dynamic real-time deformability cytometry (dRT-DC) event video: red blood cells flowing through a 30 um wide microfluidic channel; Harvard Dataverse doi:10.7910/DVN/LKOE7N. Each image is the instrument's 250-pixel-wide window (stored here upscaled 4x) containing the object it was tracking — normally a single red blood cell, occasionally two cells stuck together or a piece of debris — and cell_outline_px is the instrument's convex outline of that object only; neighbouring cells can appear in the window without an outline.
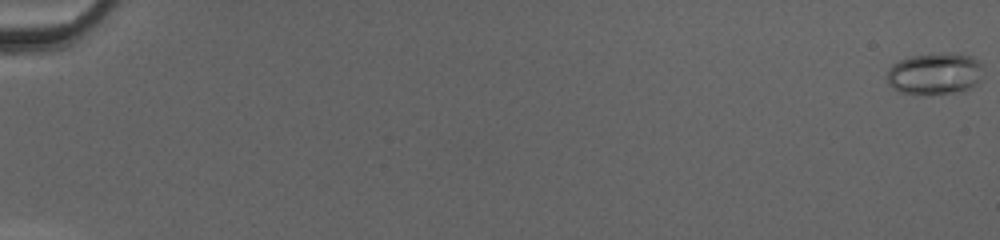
{"species": "common noctule bat (a hibernating species)", "species_latin": "Nyctalus noctula", "temperature_condition": "cold", "stored_images_in_passage": 52, "camera_frame_rate_fps": 3000, "um_per_image_px": 0.085, "animal": {"sex": "female", "body_mass_g": 20.0, "forearm_length_mm": 54.0}, "frame": {"image": 1, "passage_image": 1, "time_ms": 0.0, "image_size_px": [1000, 240], "cell_outline_px": [[984, 64], [980, 80], [976, 84], [964, 92], [924, 96], [900, 92], [892, 88], [888, 84], [888, 68], [892, 64], [900, 60], [912, 56], [956, 52], [972, 56], [980, 60]], "centroid_in_image_um": [79.51, 6.29], "position_along_channel_um": 5.5, "area_um2": 24.16}}
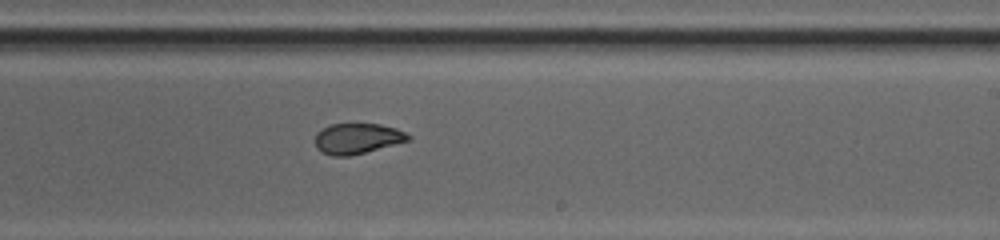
{"frame": {"image": 2, "passage_image": 34, "time_ms": 11.0, "image_size_px": [1000, 240], "cell_outline_px": [[412, 140], [348, 156], [332, 156], [320, 152], [316, 148], [316, 132], [332, 124], [380, 124], [396, 128], [412, 136]], "centroid_in_image_um": [30.38, 11.78], "position_along_channel_um": 258.6, "area_um2": 16.53}}
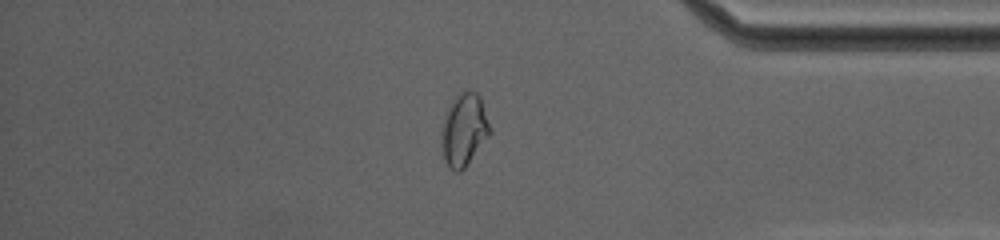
{"frame": {"image": 3, "passage_image": 45, "time_ms": 14.667, "image_size_px": [1000, 240], "cell_outline_px": [[492, 132], [464, 168], [460, 172], [456, 172], [444, 160], [440, 144], [440, 132], [444, 116], [452, 100], [460, 92], [468, 88], [476, 92], [480, 96], [492, 128]], "centroid_in_image_um": [39.44, 10.99], "position_along_channel_um": 395.8, "area_um2": 20.81}, "authors_computed_cell_mechanics": {"area_um2": 18.496, "velocity_mm_per_s": 4.2199, "shape_relaxation_time_tau1_ms": null, "shape_relaxation_time_tau2_ms": 1.6173, "deformation_change_tau1": null, "deformation_change_tau2": 0.0654}}